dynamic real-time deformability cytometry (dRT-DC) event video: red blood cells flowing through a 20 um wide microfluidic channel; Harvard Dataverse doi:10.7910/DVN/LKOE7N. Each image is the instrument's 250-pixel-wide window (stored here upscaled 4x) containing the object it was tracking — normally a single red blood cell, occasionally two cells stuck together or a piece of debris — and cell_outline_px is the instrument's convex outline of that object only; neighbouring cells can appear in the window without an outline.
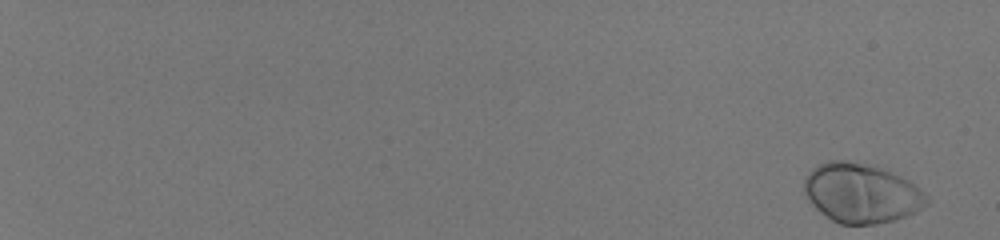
{"species": "human", "species_latin": "Homo sapiens", "temperature_condition": "room temperature", "stored_images_in_passage": 54, "camera_frame_rate_fps": 3000, "um_per_image_px": 0.085, "donor": {"sex": "male"}, "frame": {"image": 1, "passage_image": 1, "time_ms": 0.0, "image_size_px": [1000, 240], "cell_outline_px": [[928, 204], [916, 212], [892, 220], [876, 224], [840, 224], [832, 220], [820, 212], [808, 200], [804, 192], [804, 180], [808, 172], [812, 168], [828, 160], [848, 160], [876, 164], [908, 180], [920, 188], [928, 196]], "centroid_in_image_um": [73.21, 16.39], "position_along_channel_um": 11.8, "area_um2": 42.83}}
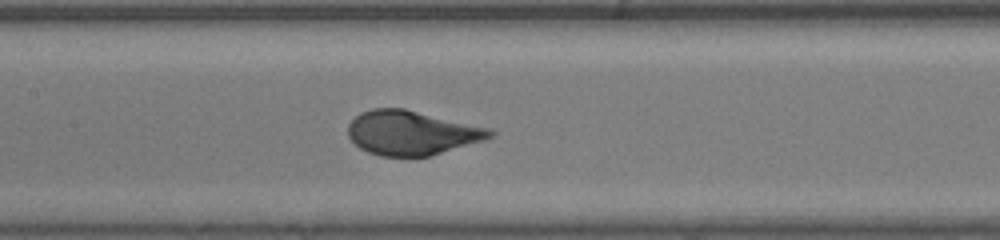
{"frame": {"image": 2, "passage_image": 32, "time_ms": 10.333, "image_size_px": [1000, 240], "cell_outline_px": [[496, 132], [492, 136], [484, 140], [428, 156], [380, 156], [368, 152], [360, 148], [348, 136], [348, 124], [360, 112], [372, 108], [404, 108], [492, 128]], "centroid_in_image_um": [35.0, 11.27], "position_along_channel_um": 172.4, "area_um2": 36.65}}
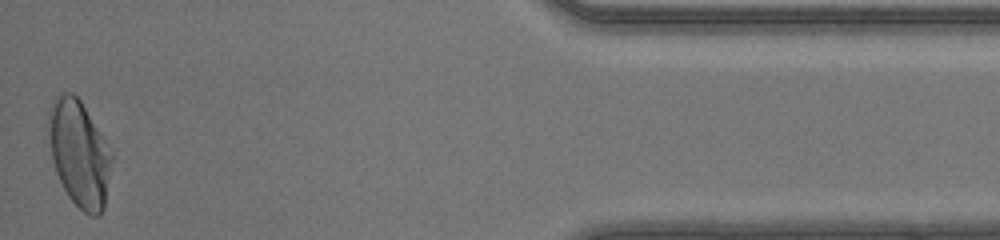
{"frame": {"image": 3, "passage_image": 54, "time_ms": 17.667, "image_size_px": [1000, 240], "cell_outline_px": [[112, 160], [104, 208], [100, 216], [92, 216], [84, 212], [68, 196], [56, 172], [52, 160], [44, 128], [48, 112], [52, 100], [56, 96], [64, 92], [72, 92], [80, 100], [112, 152]], "centroid_in_image_um": [6.68, 13.01], "position_along_channel_um": 428.5, "area_um2": 39.48}, "authors_computed_cell_mechanics": {"area_um2": 37.5122, "velocity_mm_per_s": 4.1797, "shape_relaxation_time_tau1_ms": 2.6422, "shape_relaxation_time_tau2_ms": null, "deformation_change_tau1": 0.173, "deformation_change_tau2": null}}